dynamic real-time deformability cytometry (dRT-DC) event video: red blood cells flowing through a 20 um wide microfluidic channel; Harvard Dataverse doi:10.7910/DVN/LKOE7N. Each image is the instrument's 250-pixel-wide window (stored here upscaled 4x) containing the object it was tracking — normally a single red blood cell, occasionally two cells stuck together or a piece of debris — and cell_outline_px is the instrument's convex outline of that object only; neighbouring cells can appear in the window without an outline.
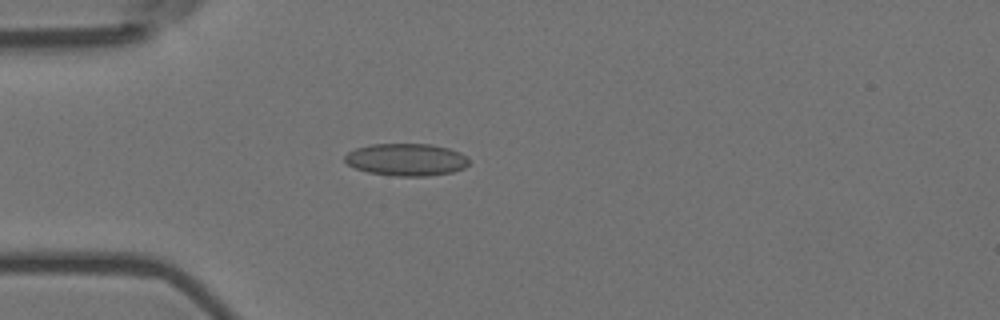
{"species": "Egyptian fruit bat (a non-hibernating species)", "species_latin": "Rousettus aegyptiacus", "temperature_condition": "room temperature", "stored_images_in_passage": 4, "camera_frame_rate_fps": 3000, "um_per_image_px": 0.085, "animal": {"sex": "female"}, "frame": {"image": 1, "passage_image": 4, "time_ms": 1.0, "image_size_px": [1000, 320], "cell_outline_px": [[468, 164], [464, 168], [452, 172], [428, 176], [392, 176], [368, 172], [356, 168], [348, 164], [344, 160], [344, 156], [348, 152], [356, 148], [372, 144], [432, 144], [448, 148], [460, 152], [468, 156]], "centroid_in_image_um": [34.55, 13.57], "position_along_channel_um": 50.5, "area_um2": 23.47}}